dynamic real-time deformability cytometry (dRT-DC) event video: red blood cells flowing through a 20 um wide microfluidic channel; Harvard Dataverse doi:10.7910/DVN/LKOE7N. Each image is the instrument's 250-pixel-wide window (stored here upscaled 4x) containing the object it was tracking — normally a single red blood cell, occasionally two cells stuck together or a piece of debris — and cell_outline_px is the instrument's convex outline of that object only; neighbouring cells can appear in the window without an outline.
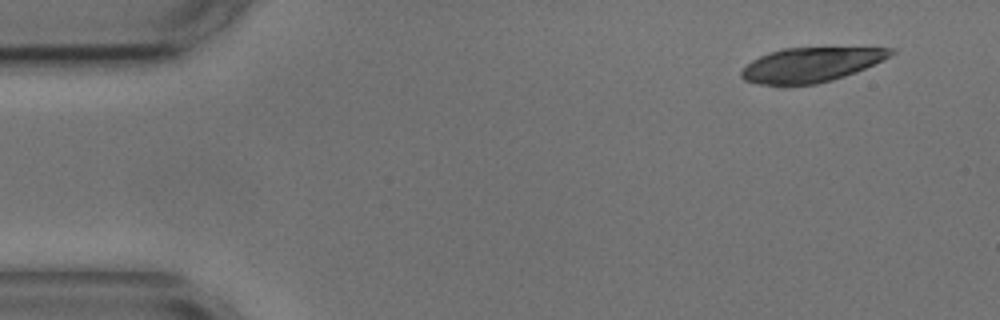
{"species": "common noctule bat (a hibernating species)", "species_latin": "Nyctalus noctula", "temperature_condition": "cold", "stored_images_in_passage": 4, "camera_frame_rate_fps": 3000, "um_per_image_px": 0.085, "animal": {"sex": "male", "body_mass_g": 17.9, "forearm_length_mm": 54.2}, "frame": {"image": 1, "passage_image": 1, "time_ms": 0.0, "image_size_px": [1000, 320], "cell_outline_px": [[896, 52], [856, 72], [832, 80], [816, 84], [788, 88], [760, 84], [744, 80], [740, 76], [740, 72], [752, 60], [768, 52], [784, 48], [896, 48]], "centroid_in_image_um": [68.84, 5.54], "position_along_channel_um": 16.2, "area_um2": 30.29}}